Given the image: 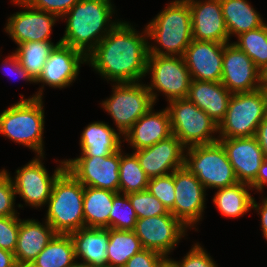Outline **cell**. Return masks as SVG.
I'll list each match as a JSON object with an SVG mask.
<instances>
[{
	"mask_svg": "<svg viewBox=\"0 0 267 267\" xmlns=\"http://www.w3.org/2000/svg\"><path fill=\"white\" fill-rule=\"evenodd\" d=\"M148 55L146 27L140 34L129 22L120 20L87 56V64L107 81L141 82L147 75Z\"/></svg>",
	"mask_w": 267,
	"mask_h": 267,
	"instance_id": "obj_1",
	"label": "cell"
},
{
	"mask_svg": "<svg viewBox=\"0 0 267 267\" xmlns=\"http://www.w3.org/2000/svg\"><path fill=\"white\" fill-rule=\"evenodd\" d=\"M111 0H80L62 18L66 28L61 43L82 52L86 57L120 21Z\"/></svg>",
	"mask_w": 267,
	"mask_h": 267,
	"instance_id": "obj_2",
	"label": "cell"
},
{
	"mask_svg": "<svg viewBox=\"0 0 267 267\" xmlns=\"http://www.w3.org/2000/svg\"><path fill=\"white\" fill-rule=\"evenodd\" d=\"M146 29L148 39L157 44L150 45L149 41V55L183 57L193 40L188 1H171L146 25Z\"/></svg>",
	"mask_w": 267,
	"mask_h": 267,
	"instance_id": "obj_3",
	"label": "cell"
},
{
	"mask_svg": "<svg viewBox=\"0 0 267 267\" xmlns=\"http://www.w3.org/2000/svg\"><path fill=\"white\" fill-rule=\"evenodd\" d=\"M20 101L0 113V135L15 143L44 155V106L43 100H27L22 94Z\"/></svg>",
	"mask_w": 267,
	"mask_h": 267,
	"instance_id": "obj_4",
	"label": "cell"
},
{
	"mask_svg": "<svg viewBox=\"0 0 267 267\" xmlns=\"http://www.w3.org/2000/svg\"><path fill=\"white\" fill-rule=\"evenodd\" d=\"M84 186L66 169L54 181L45 220L57 234L84 227Z\"/></svg>",
	"mask_w": 267,
	"mask_h": 267,
	"instance_id": "obj_5",
	"label": "cell"
},
{
	"mask_svg": "<svg viewBox=\"0 0 267 267\" xmlns=\"http://www.w3.org/2000/svg\"><path fill=\"white\" fill-rule=\"evenodd\" d=\"M186 149L184 166L197 177L206 190L221 189L239 182L219 141Z\"/></svg>",
	"mask_w": 267,
	"mask_h": 267,
	"instance_id": "obj_6",
	"label": "cell"
},
{
	"mask_svg": "<svg viewBox=\"0 0 267 267\" xmlns=\"http://www.w3.org/2000/svg\"><path fill=\"white\" fill-rule=\"evenodd\" d=\"M267 115L262 89L232 94L224 120L218 125V138L253 137Z\"/></svg>",
	"mask_w": 267,
	"mask_h": 267,
	"instance_id": "obj_7",
	"label": "cell"
},
{
	"mask_svg": "<svg viewBox=\"0 0 267 267\" xmlns=\"http://www.w3.org/2000/svg\"><path fill=\"white\" fill-rule=\"evenodd\" d=\"M167 110L170 116L172 135L188 148L218 141V125L187 98L174 99ZM216 137V138H215Z\"/></svg>",
	"mask_w": 267,
	"mask_h": 267,
	"instance_id": "obj_8",
	"label": "cell"
},
{
	"mask_svg": "<svg viewBox=\"0 0 267 267\" xmlns=\"http://www.w3.org/2000/svg\"><path fill=\"white\" fill-rule=\"evenodd\" d=\"M112 95L101 107L111 115L117 131L123 135L144 115L154 102L146 84L139 82L114 83Z\"/></svg>",
	"mask_w": 267,
	"mask_h": 267,
	"instance_id": "obj_9",
	"label": "cell"
},
{
	"mask_svg": "<svg viewBox=\"0 0 267 267\" xmlns=\"http://www.w3.org/2000/svg\"><path fill=\"white\" fill-rule=\"evenodd\" d=\"M149 73L151 83L146 86L154 104L157 91L162 92L167 101L187 98L191 76L184 57L148 55L146 74Z\"/></svg>",
	"mask_w": 267,
	"mask_h": 267,
	"instance_id": "obj_10",
	"label": "cell"
},
{
	"mask_svg": "<svg viewBox=\"0 0 267 267\" xmlns=\"http://www.w3.org/2000/svg\"><path fill=\"white\" fill-rule=\"evenodd\" d=\"M44 155H37L28 164L16 170L11 177L16 195L18 194L30 207L40 208L46 205L52 192L54 181L66 169L65 160L59 161L53 175L42 163Z\"/></svg>",
	"mask_w": 267,
	"mask_h": 267,
	"instance_id": "obj_11",
	"label": "cell"
},
{
	"mask_svg": "<svg viewBox=\"0 0 267 267\" xmlns=\"http://www.w3.org/2000/svg\"><path fill=\"white\" fill-rule=\"evenodd\" d=\"M83 63H87V57L82 52L62 43L56 45L35 81L37 84L42 83L43 86L27 100L43 99L44 85L59 89L70 86L78 78Z\"/></svg>",
	"mask_w": 267,
	"mask_h": 267,
	"instance_id": "obj_12",
	"label": "cell"
},
{
	"mask_svg": "<svg viewBox=\"0 0 267 267\" xmlns=\"http://www.w3.org/2000/svg\"><path fill=\"white\" fill-rule=\"evenodd\" d=\"M188 228L170 212L166 215L137 219L134 233L143 248L155 250L166 258L186 236Z\"/></svg>",
	"mask_w": 267,
	"mask_h": 267,
	"instance_id": "obj_13",
	"label": "cell"
},
{
	"mask_svg": "<svg viewBox=\"0 0 267 267\" xmlns=\"http://www.w3.org/2000/svg\"><path fill=\"white\" fill-rule=\"evenodd\" d=\"M66 170L83 186L119 193L120 150L104 157L66 159Z\"/></svg>",
	"mask_w": 267,
	"mask_h": 267,
	"instance_id": "obj_14",
	"label": "cell"
},
{
	"mask_svg": "<svg viewBox=\"0 0 267 267\" xmlns=\"http://www.w3.org/2000/svg\"><path fill=\"white\" fill-rule=\"evenodd\" d=\"M174 185V216L191 229L203 219L206 189L185 166L174 171Z\"/></svg>",
	"mask_w": 267,
	"mask_h": 267,
	"instance_id": "obj_15",
	"label": "cell"
},
{
	"mask_svg": "<svg viewBox=\"0 0 267 267\" xmlns=\"http://www.w3.org/2000/svg\"><path fill=\"white\" fill-rule=\"evenodd\" d=\"M17 4L25 10L10 15L4 28L12 40L17 45L31 41H51L52 28L60 18L32 8L23 0Z\"/></svg>",
	"mask_w": 267,
	"mask_h": 267,
	"instance_id": "obj_16",
	"label": "cell"
},
{
	"mask_svg": "<svg viewBox=\"0 0 267 267\" xmlns=\"http://www.w3.org/2000/svg\"><path fill=\"white\" fill-rule=\"evenodd\" d=\"M221 83L232 94L260 89L259 69L232 42L224 44Z\"/></svg>",
	"mask_w": 267,
	"mask_h": 267,
	"instance_id": "obj_17",
	"label": "cell"
},
{
	"mask_svg": "<svg viewBox=\"0 0 267 267\" xmlns=\"http://www.w3.org/2000/svg\"><path fill=\"white\" fill-rule=\"evenodd\" d=\"M186 147L175 136L159 141L158 143L134 151L141 168L150 178L173 173L185 164Z\"/></svg>",
	"mask_w": 267,
	"mask_h": 267,
	"instance_id": "obj_18",
	"label": "cell"
},
{
	"mask_svg": "<svg viewBox=\"0 0 267 267\" xmlns=\"http://www.w3.org/2000/svg\"><path fill=\"white\" fill-rule=\"evenodd\" d=\"M224 44L192 40L183 56L191 79L221 82Z\"/></svg>",
	"mask_w": 267,
	"mask_h": 267,
	"instance_id": "obj_19",
	"label": "cell"
},
{
	"mask_svg": "<svg viewBox=\"0 0 267 267\" xmlns=\"http://www.w3.org/2000/svg\"><path fill=\"white\" fill-rule=\"evenodd\" d=\"M193 40L230 43L220 0H187Z\"/></svg>",
	"mask_w": 267,
	"mask_h": 267,
	"instance_id": "obj_20",
	"label": "cell"
},
{
	"mask_svg": "<svg viewBox=\"0 0 267 267\" xmlns=\"http://www.w3.org/2000/svg\"><path fill=\"white\" fill-rule=\"evenodd\" d=\"M239 182L251 184L264 160L263 151L255 136L219 138Z\"/></svg>",
	"mask_w": 267,
	"mask_h": 267,
	"instance_id": "obj_21",
	"label": "cell"
},
{
	"mask_svg": "<svg viewBox=\"0 0 267 267\" xmlns=\"http://www.w3.org/2000/svg\"><path fill=\"white\" fill-rule=\"evenodd\" d=\"M152 106L123 135V141L130 143L133 151L150 147L172 135L170 116L167 108L154 112Z\"/></svg>",
	"mask_w": 267,
	"mask_h": 267,
	"instance_id": "obj_22",
	"label": "cell"
},
{
	"mask_svg": "<svg viewBox=\"0 0 267 267\" xmlns=\"http://www.w3.org/2000/svg\"><path fill=\"white\" fill-rule=\"evenodd\" d=\"M44 222L40 223L35 219H20L17 246L14 251L19 267H29L57 234L46 220Z\"/></svg>",
	"mask_w": 267,
	"mask_h": 267,
	"instance_id": "obj_23",
	"label": "cell"
},
{
	"mask_svg": "<svg viewBox=\"0 0 267 267\" xmlns=\"http://www.w3.org/2000/svg\"><path fill=\"white\" fill-rule=\"evenodd\" d=\"M75 259L93 267H108L109 228L83 227L70 233Z\"/></svg>",
	"mask_w": 267,
	"mask_h": 267,
	"instance_id": "obj_24",
	"label": "cell"
},
{
	"mask_svg": "<svg viewBox=\"0 0 267 267\" xmlns=\"http://www.w3.org/2000/svg\"><path fill=\"white\" fill-rule=\"evenodd\" d=\"M231 96L221 82L191 79L187 99L219 125L224 120Z\"/></svg>",
	"mask_w": 267,
	"mask_h": 267,
	"instance_id": "obj_25",
	"label": "cell"
},
{
	"mask_svg": "<svg viewBox=\"0 0 267 267\" xmlns=\"http://www.w3.org/2000/svg\"><path fill=\"white\" fill-rule=\"evenodd\" d=\"M79 157L110 156L121 149V134L106 122L94 121L87 125L80 137Z\"/></svg>",
	"mask_w": 267,
	"mask_h": 267,
	"instance_id": "obj_26",
	"label": "cell"
},
{
	"mask_svg": "<svg viewBox=\"0 0 267 267\" xmlns=\"http://www.w3.org/2000/svg\"><path fill=\"white\" fill-rule=\"evenodd\" d=\"M220 5L228 30L229 41L233 35L238 36L266 23L247 0H220Z\"/></svg>",
	"mask_w": 267,
	"mask_h": 267,
	"instance_id": "obj_27",
	"label": "cell"
},
{
	"mask_svg": "<svg viewBox=\"0 0 267 267\" xmlns=\"http://www.w3.org/2000/svg\"><path fill=\"white\" fill-rule=\"evenodd\" d=\"M116 192L84 186V227L110 228V213Z\"/></svg>",
	"mask_w": 267,
	"mask_h": 267,
	"instance_id": "obj_28",
	"label": "cell"
},
{
	"mask_svg": "<svg viewBox=\"0 0 267 267\" xmlns=\"http://www.w3.org/2000/svg\"><path fill=\"white\" fill-rule=\"evenodd\" d=\"M252 191L250 184L238 182L232 186L217 189L213 197L219 212L228 218H238L252 209Z\"/></svg>",
	"mask_w": 267,
	"mask_h": 267,
	"instance_id": "obj_29",
	"label": "cell"
},
{
	"mask_svg": "<svg viewBox=\"0 0 267 267\" xmlns=\"http://www.w3.org/2000/svg\"><path fill=\"white\" fill-rule=\"evenodd\" d=\"M75 261L70 234H56L29 267H70Z\"/></svg>",
	"mask_w": 267,
	"mask_h": 267,
	"instance_id": "obj_30",
	"label": "cell"
},
{
	"mask_svg": "<svg viewBox=\"0 0 267 267\" xmlns=\"http://www.w3.org/2000/svg\"><path fill=\"white\" fill-rule=\"evenodd\" d=\"M143 248L133 230L109 228L108 267H123L127 261Z\"/></svg>",
	"mask_w": 267,
	"mask_h": 267,
	"instance_id": "obj_31",
	"label": "cell"
},
{
	"mask_svg": "<svg viewBox=\"0 0 267 267\" xmlns=\"http://www.w3.org/2000/svg\"><path fill=\"white\" fill-rule=\"evenodd\" d=\"M61 44L52 41H31L19 44L15 50L19 62L34 81L37 80L53 48Z\"/></svg>",
	"mask_w": 267,
	"mask_h": 267,
	"instance_id": "obj_32",
	"label": "cell"
},
{
	"mask_svg": "<svg viewBox=\"0 0 267 267\" xmlns=\"http://www.w3.org/2000/svg\"><path fill=\"white\" fill-rule=\"evenodd\" d=\"M120 149L119 193L130 194L147 190L149 177L141 168L137 156L133 153L124 154Z\"/></svg>",
	"mask_w": 267,
	"mask_h": 267,
	"instance_id": "obj_33",
	"label": "cell"
},
{
	"mask_svg": "<svg viewBox=\"0 0 267 267\" xmlns=\"http://www.w3.org/2000/svg\"><path fill=\"white\" fill-rule=\"evenodd\" d=\"M237 42L233 44L244 51L258 69L267 65V23L263 26L236 36Z\"/></svg>",
	"mask_w": 267,
	"mask_h": 267,
	"instance_id": "obj_34",
	"label": "cell"
},
{
	"mask_svg": "<svg viewBox=\"0 0 267 267\" xmlns=\"http://www.w3.org/2000/svg\"><path fill=\"white\" fill-rule=\"evenodd\" d=\"M137 219L128 195L117 193L113 198L110 228L124 231L134 230Z\"/></svg>",
	"mask_w": 267,
	"mask_h": 267,
	"instance_id": "obj_35",
	"label": "cell"
},
{
	"mask_svg": "<svg viewBox=\"0 0 267 267\" xmlns=\"http://www.w3.org/2000/svg\"><path fill=\"white\" fill-rule=\"evenodd\" d=\"M137 218H148L166 215L169 211L147 190L127 194Z\"/></svg>",
	"mask_w": 267,
	"mask_h": 267,
	"instance_id": "obj_36",
	"label": "cell"
},
{
	"mask_svg": "<svg viewBox=\"0 0 267 267\" xmlns=\"http://www.w3.org/2000/svg\"><path fill=\"white\" fill-rule=\"evenodd\" d=\"M147 191L155 196L174 216L175 185L174 172L149 179Z\"/></svg>",
	"mask_w": 267,
	"mask_h": 267,
	"instance_id": "obj_37",
	"label": "cell"
},
{
	"mask_svg": "<svg viewBox=\"0 0 267 267\" xmlns=\"http://www.w3.org/2000/svg\"><path fill=\"white\" fill-rule=\"evenodd\" d=\"M16 193L10 173L2 169L0 171V217L19 216L15 210Z\"/></svg>",
	"mask_w": 267,
	"mask_h": 267,
	"instance_id": "obj_38",
	"label": "cell"
},
{
	"mask_svg": "<svg viewBox=\"0 0 267 267\" xmlns=\"http://www.w3.org/2000/svg\"><path fill=\"white\" fill-rule=\"evenodd\" d=\"M20 228L19 216L0 217V248L14 253Z\"/></svg>",
	"mask_w": 267,
	"mask_h": 267,
	"instance_id": "obj_39",
	"label": "cell"
},
{
	"mask_svg": "<svg viewBox=\"0 0 267 267\" xmlns=\"http://www.w3.org/2000/svg\"><path fill=\"white\" fill-rule=\"evenodd\" d=\"M182 260L170 259L176 267H218L209 253L197 242Z\"/></svg>",
	"mask_w": 267,
	"mask_h": 267,
	"instance_id": "obj_40",
	"label": "cell"
},
{
	"mask_svg": "<svg viewBox=\"0 0 267 267\" xmlns=\"http://www.w3.org/2000/svg\"><path fill=\"white\" fill-rule=\"evenodd\" d=\"M30 7L62 18L80 0H23Z\"/></svg>",
	"mask_w": 267,
	"mask_h": 267,
	"instance_id": "obj_41",
	"label": "cell"
},
{
	"mask_svg": "<svg viewBox=\"0 0 267 267\" xmlns=\"http://www.w3.org/2000/svg\"><path fill=\"white\" fill-rule=\"evenodd\" d=\"M166 257L151 249H142L132 256L123 267H159Z\"/></svg>",
	"mask_w": 267,
	"mask_h": 267,
	"instance_id": "obj_42",
	"label": "cell"
},
{
	"mask_svg": "<svg viewBox=\"0 0 267 267\" xmlns=\"http://www.w3.org/2000/svg\"><path fill=\"white\" fill-rule=\"evenodd\" d=\"M2 65H3L5 70H6V68L8 69L6 71L7 75L14 74V76H15V74H16V76L18 78L21 77V79H23L26 82L35 83V81L28 74V72L22 67V65L19 62V59H18L17 55L15 54V52H12L11 55L5 57V60H3ZM5 70H4V73H5Z\"/></svg>",
	"mask_w": 267,
	"mask_h": 267,
	"instance_id": "obj_43",
	"label": "cell"
},
{
	"mask_svg": "<svg viewBox=\"0 0 267 267\" xmlns=\"http://www.w3.org/2000/svg\"><path fill=\"white\" fill-rule=\"evenodd\" d=\"M252 209L257 210L258 214L261 217V229L264 239L267 241V197L263 198L261 203H257L255 198L252 202Z\"/></svg>",
	"mask_w": 267,
	"mask_h": 267,
	"instance_id": "obj_44",
	"label": "cell"
},
{
	"mask_svg": "<svg viewBox=\"0 0 267 267\" xmlns=\"http://www.w3.org/2000/svg\"><path fill=\"white\" fill-rule=\"evenodd\" d=\"M267 184V157H264V160L258 170L256 179L250 184L252 190L253 188L256 192H261L264 189V186Z\"/></svg>",
	"mask_w": 267,
	"mask_h": 267,
	"instance_id": "obj_45",
	"label": "cell"
},
{
	"mask_svg": "<svg viewBox=\"0 0 267 267\" xmlns=\"http://www.w3.org/2000/svg\"><path fill=\"white\" fill-rule=\"evenodd\" d=\"M255 137L257 138L261 150L263 151L264 157H267V115L258 125Z\"/></svg>",
	"mask_w": 267,
	"mask_h": 267,
	"instance_id": "obj_46",
	"label": "cell"
},
{
	"mask_svg": "<svg viewBox=\"0 0 267 267\" xmlns=\"http://www.w3.org/2000/svg\"><path fill=\"white\" fill-rule=\"evenodd\" d=\"M0 267H19L15 254L0 248Z\"/></svg>",
	"mask_w": 267,
	"mask_h": 267,
	"instance_id": "obj_47",
	"label": "cell"
},
{
	"mask_svg": "<svg viewBox=\"0 0 267 267\" xmlns=\"http://www.w3.org/2000/svg\"><path fill=\"white\" fill-rule=\"evenodd\" d=\"M260 89H267V65L259 69Z\"/></svg>",
	"mask_w": 267,
	"mask_h": 267,
	"instance_id": "obj_48",
	"label": "cell"
},
{
	"mask_svg": "<svg viewBox=\"0 0 267 267\" xmlns=\"http://www.w3.org/2000/svg\"><path fill=\"white\" fill-rule=\"evenodd\" d=\"M171 257L166 258L159 267H176L174 263L170 260Z\"/></svg>",
	"mask_w": 267,
	"mask_h": 267,
	"instance_id": "obj_49",
	"label": "cell"
},
{
	"mask_svg": "<svg viewBox=\"0 0 267 267\" xmlns=\"http://www.w3.org/2000/svg\"><path fill=\"white\" fill-rule=\"evenodd\" d=\"M70 267H93V266L75 261Z\"/></svg>",
	"mask_w": 267,
	"mask_h": 267,
	"instance_id": "obj_50",
	"label": "cell"
},
{
	"mask_svg": "<svg viewBox=\"0 0 267 267\" xmlns=\"http://www.w3.org/2000/svg\"><path fill=\"white\" fill-rule=\"evenodd\" d=\"M264 92L265 98H266V106H267V89L262 90Z\"/></svg>",
	"mask_w": 267,
	"mask_h": 267,
	"instance_id": "obj_51",
	"label": "cell"
},
{
	"mask_svg": "<svg viewBox=\"0 0 267 267\" xmlns=\"http://www.w3.org/2000/svg\"><path fill=\"white\" fill-rule=\"evenodd\" d=\"M19 1H21V0H12L11 2H12L13 4L17 5V3H18Z\"/></svg>",
	"mask_w": 267,
	"mask_h": 267,
	"instance_id": "obj_52",
	"label": "cell"
}]
</instances>
